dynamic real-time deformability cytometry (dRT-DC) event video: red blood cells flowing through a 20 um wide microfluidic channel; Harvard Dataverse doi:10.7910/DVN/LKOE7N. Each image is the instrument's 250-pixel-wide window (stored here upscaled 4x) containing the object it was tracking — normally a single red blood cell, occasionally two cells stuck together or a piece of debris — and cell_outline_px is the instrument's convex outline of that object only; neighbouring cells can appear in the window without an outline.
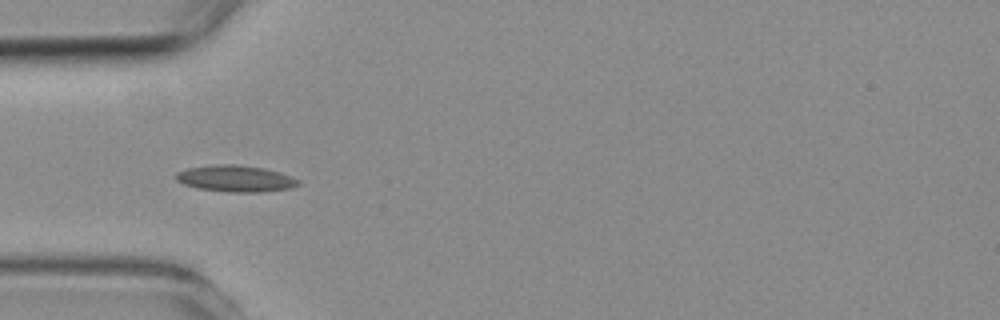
{"species": "common noctule bat (a hibernating species)", "species_latin": "Nyctalus noctula", "temperature_condition": "room temperature", "stored_images_in_passage": 4, "camera_frame_rate_fps": 3000, "um_per_image_px": 0.085, "animal": {"sex": "female", "body_mass_g": 19.3, "forearm_length_mm": 54.1}, "frame": {"image": 1, "passage_image": 4, "time_ms": 4.0, "image_size_px": [1000, 320], "cell_outline_px": [[300, 184], [288, 188], [260, 192], [228, 192], [200, 188], [184, 184], [176, 180], [172, 176], [176, 172], [188, 168], [220, 164], [236, 164], [264, 168], [280, 172], [300, 180]], "centroid_in_image_um": [20.0, 15.17], "position_along_channel_um": 65.0, "area_um2": 18.79}}